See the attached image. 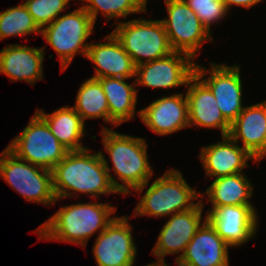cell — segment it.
I'll use <instances>...</instances> for the list:
<instances>
[{"label": "cell", "mask_w": 266, "mask_h": 266, "mask_svg": "<svg viewBox=\"0 0 266 266\" xmlns=\"http://www.w3.org/2000/svg\"><path fill=\"white\" fill-rule=\"evenodd\" d=\"M253 185L244 172L213 179L206 189L211 207L228 205H253L249 199L253 195Z\"/></svg>", "instance_id": "cell-24"}, {"label": "cell", "mask_w": 266, "mask_h": 266, "mask_svg": "<svg viewBox=\"0 0 266 266\" xmlns=\"http://www.w3.org/2000/svg\"><path fill=\"white\" fill-rule=\"evenodd\" d=\"M143 123L158 135H169L189 126L187 96L174 93L152 101L139 110Z\"/></svg>", "instance_id": "cell-15"}, {"label": "cell", "mask_w": 266, "mask_h": 266, "mask_svg": "<svg viewBox=\"0 0 266 266\" xmlns=\"http://www.w3.org/2000/svg\"><path fill=\"white\" fill-rule=\"evenodd\" d=\"M101 134L115 176L124 183L123 194H130V189L142 193L154 173L148 161L146 140L120 134L106 127H103Z\"/></svg>", "instance_id": "cell-3"}, {"label": "cell", "mask_w": 266, "mask_h": 266, "mask_svg": "<svg viewBox=\"0 0 266 266\" xmlns=\"http://www.w3.org/2000/svg\"><path fill=\"white\" fill-rule=\"evenodd\" d=\"M71 0H26L23 4L31 14L34 22L42 30L64 11Z\"/></svg>", "instance_id": "cell-28"}, {"label": "cell", "mask_w": 266, "mask_h": 266, "mask_svg": "<svg viewBox=\"0 0 266 266\" xmlns=\"http://www.w3.org/2000/svg\"><path fill=\"white\" fill-rule=\"evenodd\" d=\"M194 59L183 52L171 54L136 66V85L155 89H170L187 85L194 75Z\"/></svg>", "instance_id": "cell-11"}, {"label": "cell", "mask_w": 266, "mask_h": 266, "mask_svg": "<svg viewBox=\"0 0 266 266\" xmlns=\"http://www.w3.org/2000/svg\"><path fill=\"white\" fill-rule=\"evenodd\" d=\"M201 200L197 201V204L189 210L174 213L169 216V220L163 225L157 242L152 249V254L157 258L164 259L169 254H179L176 257V261L182 256L186 246L194 237L195 233L204 223L202 219L203 196L204 193H200Z\"/></svg>", "instance_id": "cell-13"}, {"label": "cell", "mask_w": 266, "mask_h": 266, "mask_svg": "<svg viewBox=\"0 0 266 266\" xmlns=\"http://www.w3.org/2000/svg\"><path fill=\"white\" fill-rule=\"evenodd\" d=\"M201 192L191 188L177 169L158 177L145 191L134 209V216L165 217L192 209Z\"/></svg>", "instance_id": "cell-4"}, {"label": "cell", "mask_w": 266, "mask_h": 266, "mask_svg": "<svg viewBox=\"0 0 266 266\" xmlns=\"http://www.w3.org/2000/svg\"><path fill=\"white\" fill-rule=\"evenodd\" d=\"M51 172L56 201L74 197L77 192L93 198L123 194V184L110 174L109 162L101 151L94 154L88 148L69 151Z\"/></svg>", "instance_id": "cell-1"}, {"label": "cell", "mask_w": 266, "mask_h": 266, "mask_svg": "<svg viewBox=\"0 0 266 266\" xmlns=\"http://www.w3.org/2000/svg\"><path fill=\"white\" fill-rule=\"evenodd\" d=\"M45 47L11 44L0 51V73L11 81L33 84L43 78Z\"/></svg>", "instance_id": "cell-21"}, {"label": "cell", "mask_w": 266, "mask_h": 266, "mask_svg": "<svg viewBox=\"0 0 266 266\" xmlns=\"http://www.w3.org/2000/svg\"><path fill=\"white\" fill-rule=\"evenodd\" d=\"M223 3L225 4L227 10H231L232 5L235 6H241L244 7L245 9H249L252 6L260 3L262 0H222Z\"/></svg>", "instance_id": "cell-30"}, {"label": "cell", "mask_w": 266, "mask_h": 266, "mask_svg": "<svg viewBox=\"0 0 266 266\" xmlns=\"http://www.w3.org/2000/svg\"><path fill=\"white\" fill-rule=\"evenodd\" d=\"M168 18L161 19L174 51L183 52L193 59L202 44L213 41L212 35L202 26L196 13L184 0H164Z\"/></svg>", "instance_id": "cell-9"}, {"label": "cell", "mask_w": 266, "mask_h": 266, "mask_svg": "<svg viewBox=\"0 0 266 266\" xmlns=\"http://www.w3.org/2000/svg\"><path fill=\"white\" fill-rule=\"evenodd\" d=\"M128 216L115 217L99 233L92 248L97 266H133L137 248Z\"/></svg>", "instance_id": "cell-12"}, {"label": "cell", "mask_w": 266, "mask_h": 266, "mask_svg": "<svg viewBox=\"0 0 266 266\" xmlns=\"http://www.w3.org/2000/svg\"><path fill=\"white\" fill-rule=\"evenodd\" d=\"M240 67L237 64L227 66L211 62L209 70L200 64H195L194 74L212 91L218 108L230 124L244 109ZM206 74L209 75L207 78L204 77Z\"/></svg>", "instance_id": "cell-10"}, {"label": "cell", "mask_w": 266, "mask_h": 266, "mask_svg": "<svg viewBox=\"0 0 266 266\" xmlns=\"http://www.w3.org/2000/svg\"><path fill=\"white\" fill-rule=\"evenodd\" d=\"M253 205L212 207L206 217L217 234L231 247H240L254 237L258 228Z\"/></svg>", "instance_id": "cell-14"}, {"label": "cell", "mask_w": 266, "mask_h": 266, "mask_svg": "<svg viewBox=\"0 0 266 266\" xmlns=\"http://www.w3.org/2000/svg\"><path fill=\"white\" fill-rule=\"evenodd\" d=\"M186 87L189 126L217 128L221 137L229 135L231 124L222 115L212 91L195 74Z\"/></svg>", "instance_id": "cell-18"}, {"label": "cell", "mask_w": 266, "mask_h": 266, "mask_svg": "<svg viewBox=\"0 0 266 266\" xmlns=\"http://www.w3.org/2000/svg\"><path fill=\"white\" fill-rule=\"evenodd\" d=\"M146 266H169V265L165 262V259L157 258L156 262L150 263Z\"/></svg>", "instance_id": "cell-31"}, {"label": "cell", "mask_w": 266, "mask_h": 266, "mask_svg": "<svg viewBox=\"0 0 266 266\" xmlns=\"http://www.w3.org/2000/svg\"><path fill=\"white\" fill-rule=\"evenodd\" d=\"M36 112L46 121L57 140L69 151L88 148L80 142L86 134L85 123L72 107L63 106L51 114H47L38 108Z\"/></svg>", "instance_id": "cell-23"}, {"label": "cell", "mask_w": 266, "mask_h": 266, "mask_svg": "<svg viewBox=\"0 0 266 266\" xmlns=\"http://www.w3.org/2000/svg\"><path fill=\"white\" fill-rule=\"evenodd\" d=\"M95 23L91 16L82 8L60 15L41 30L43 38L60 58L61 70L68 68L75 55L86 57L89 48L87 39L93 33Z\"/></svg>", "instance_id": "cell-6"}, {"label": "cell", "mask_w": 266, "mask_h": 266, "mask_svg": "<svg viewBox=\"0 0 266 266\" xmlns=\"http://www.w3.org/2000/svg\"><path fill=\"white\" fill-rule=\"evenodd\" d=\"M0 177L27 201L56 203L51 170L19 159L7 148L0 154Z\"/></svg>", "instance_id": "cell-7"}, {"label": "cell", "mask_w": 266, "mask_h": 266, "mask_svg": "<svg viewBox=\"0 0 266 266\" xmlns=\"http://www.w3.org/2000/svg\"><path fill=\"white\" fill-rule=\"evenodd\" d=\"M204 223L188 243L177 266H229L230 247L204 217Z\"/></svg>", "instance_id": "cell-16"}, {"label": "cell", "mask_w": 266, "mask_h": 266, "mask_svg": "<svg viewBox=\"0 0 266 266\" xmlns=\"http://www.w3.org/2000/svg\"><path fill=\"white\" fill-rule=\"evenodd\" d=\"M196 13L202 26L211 35V25L224 19L228 10L222 0H184Z\"/></svg>", "instance_id": "cell-29"}, {"label": "cell", "mask_w": 266, "mask_h": 266, "mask_svg": "<svg viewBox=\"0 0 266 266\" xmlns=\"http://www.w3.org/2000/svg\"><path fill=\"white\" fill-rule=\"evenodd\" d=\"M86 5L82 8L91 16L93 22H96L98 12L106 17V20L112 18H125L129 14L147 12V9L138 0H82ZM90 3V4H87Z\"/></svg>", "instance_id": "cell-27"}, {"label": "cell", "mask_w": 266, "mask_h": 266, "mask_svg": "<svg viewBox=\"0 0 266 266\" xmlns=\"http://www.w3.org/2000/svg\"><path fill=\"white\" fill-rule=\"evenodd\" d=\"M31 33L41 34V30L23 3L0 12V40Z\"/></svg>", "instance_id": "cell-26"}, {"label": "cell", "mask_w": 266, "mask_h": 266, "mask_svg": "<svg viewBox=\"0 0 266 266\" xmlns=\"http://www.w3.org/2000/svg\"><path fill=\"white\" fill-rule=\"evenodd\" d=\"M106 43H90L86 58L95 64V75L92 78L120 77L134 78L136 65L123 49L120 41L111 32Z\"/></svg>", "instance_id": "cell-20"}, {"label": "cell", "mask_w": 266, "mask_h": 266, "mask_svg": "<svg viewBox=\"0 0 266 266\" xmlns=\"http://www.w3.org/2000/svg\"><path fill=\"white\" fill-rule=\"evenodd\" d=\"M147 9V0H138Z\"/></svg>", "instance_id": "cell-32"}, {"label": "cell", "mask_w": 266, "mask_h": 266, "mask_svg": "<svg viewBox=\"0 0 266 266\" xmlns=\"http://www.w3.org/2000/svg\"><path fill=\"white\" fill-rule=\"evenodd\" d=\"M113 213H116V207L107 202L93 201L62 206L35 232L39 235V240L70 242L84 248L95 232H103L113 221L115 217L110 216Z\"/></svg>", "instance_id": "cell-2"}, {"label": "cell", "mask_w": 266, "mask_h": 266, "mask_svg": "<svg viewBox=\"0 0 266 266\" xmlns=\"http://www.w3.org/2000/svg\"><path fill=\"white\" fill-rule=\"evenodd\" d=\"M140 18L128 22L119 21L112 31L136 66L174 52L161 19Z\"/></svg>", "instance_id": "cell-5"}, {"label": "cell", "mask_w": 266, "mask_h": 266, "mask_svg": "<svg viewBox=\"0 0 266 266\" xmlns=\"http://www.w3.org/2000/svg\"><path fill=\"white\" fill-rule=\"evenodd\" d=\"M85 123L86 119L103 118L109 123L106 95L98 79L90 77L79 87L75 106H71Z\"/></svg>", "instance_id": "cell-25"}, {"label": "cell", "mask_w": 266, "mask_h": 266, "mask_svg": "<svg viewBox=\"0 0 266 266\" xmlns=\"http://www.w3.org/2000/svg\"><path fill=\"white\" fill-rule=\"evenodd\" d=\"M6 148L19 159L48 170H52L69 152L36 111L29 124Z\"/></svg>", "instance_id": "cell-8"}, {"label": "cell", "mask_w": 266, "mask_h": 266, "mask_svg": "<svg viewBox=\"0 0 266 266\" xmlns=\"http://www.w3.org/2000/svg\"><path fill=\"white\" fill-rule=\"evenodd\" d=\"M229 136L247 150L258 162L266 157V100L244 106L231 123Z\"/></svg>", "instance_id": "cell-19"}, {"label": "cell", "mask_w": 266, "mask_h": 266, "mask_svg": "<svg viewBox=\"0 0 266 266\" xmlns=\"http://www.w3.org/2000/svg\"><path fill=\"white\" fill-rule=\"evenodd\" d=\"M206 176L220 178L242 173L248 160L258 161L229 135L222 136V141L201 148L199 154Z\"/></svg>", "instance_id": "cell-17"}, {"label": "cell", "mask_w": 266, "mask_h": 266, "mask_svg": "<svg viewBox=\"0 0 266 266\" xmlns=\"http://www.w3.org/2000/svg\"><path fill=\"white\" fill-rule=\"evenodd\" d=\"M108 101L109 123L114 127L135 117L137 104V88L135 80L128 84L126 78L103 77L98 78Z\"/></svg>", "instance_id": "cell-22"}]
</instances>
